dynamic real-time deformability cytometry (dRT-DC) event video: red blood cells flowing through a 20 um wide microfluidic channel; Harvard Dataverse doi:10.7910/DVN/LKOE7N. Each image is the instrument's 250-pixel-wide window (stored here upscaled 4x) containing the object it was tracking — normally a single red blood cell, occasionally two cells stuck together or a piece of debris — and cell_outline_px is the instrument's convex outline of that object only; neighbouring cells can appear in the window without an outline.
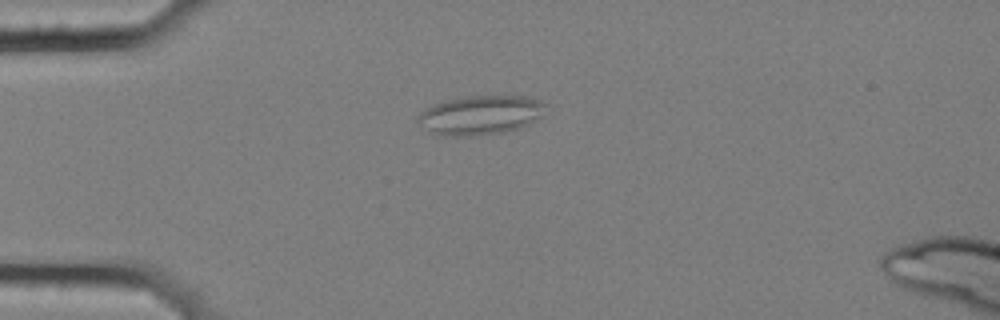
{"species": "common noctule bat (a hibernating species)", "species_latin": "Nyctalus noctula", "temperature_condition": "cold", "stored_images_in_passage": 43, "camera_frame_rate_fps": 3000, "um_per_image_px": 0.085, "animal": {"sex": "female", "body_mass_g": 25.1}, "frame": {"image": 1, "passage_image": 1, "time_ms": 0.0, "image_size_px": [1000, 320], "cell_outline_px": [[548, 104], [544, 116], [520, 128], [504, 132], [476, 136], [436, 136], [416, 124], [416, 116], [424, 108], [432, 104], [460, 96], [528, 96], [540, 100]], "centroid_in_image_um": [40.81, 9.79], "position_along_channel_um": 44.2, "area_um2": 30.17}}
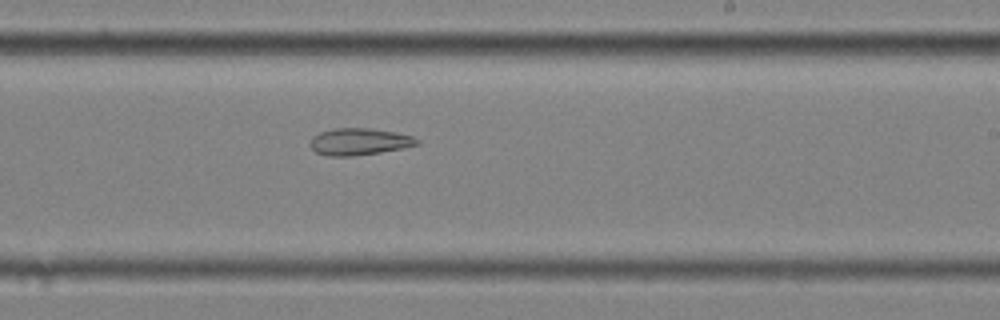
{"frame": {"image": 2, "passage_image": 21, "time_ms": 6.667, "image_size_px": [1000, 320], "cell_outline_px": [[420, 144], [404, 148], [380, 152], [352, 156], [328, 156], [316, 152], [312, 148], [312, 136], [320, 132], [336, 128], [368, 128], [396, 132], [412, 136], [420, 140]], "centroid_in_image_um": [30.58, 12.04], "position_along_channel_um": 258.4, "area_um2": 16.65}}
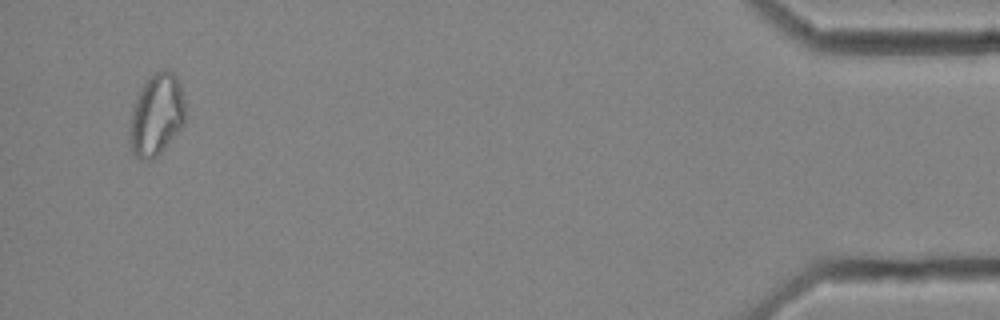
{"frame": {"image": 3, "passage_image": 41, "time_ms": 13.333, "image_size_px": [1000, 320], "cell_outline_px": [[184, 124], [164, 148], [152, 160], [140, 160], [132, 152], [128, 140], [128, 132], [132, 108], [136, 96], [140, 88], [148, 76], [160, 68], [172, 72], [176, 76], [180, 84], [184, 100]], "centroid_in_image_um": [13.26, 9.75], "position_along_channel_um": 421.9, "area_um2": 26.88}, "authors_computed_cell_mechanics": {"area_um2": 20.0566, "velocity_mm_per_s": 3.5693, "shape_relaxation_time_tau1_ms": null, "shape_relaxation_time_tau2_ms": 8.7085, "deformation_change_tau1": null, "deformation_change_tau2": 0.187}}